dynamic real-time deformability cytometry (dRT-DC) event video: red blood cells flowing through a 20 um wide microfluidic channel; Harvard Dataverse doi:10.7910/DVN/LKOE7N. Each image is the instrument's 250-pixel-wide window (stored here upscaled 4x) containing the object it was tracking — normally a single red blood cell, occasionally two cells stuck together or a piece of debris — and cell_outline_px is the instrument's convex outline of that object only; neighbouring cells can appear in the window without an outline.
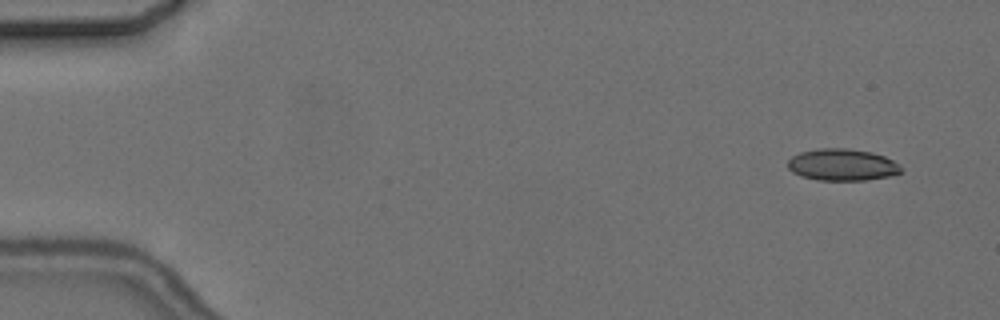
{"species": "common noctule bat (a hibernating species)", "species_latin": "Nyctalus noctula", "temperature_condition": "cold", "stored_images_in_passage": 4, "camera_frame_rate_fps": 3000, "um_per_image_px": 0.085, "animal": {"sex": "female", "body_mass_g": 24.6, "forearm_length_mm": 56.2}, "frame": {"image": 1, "passage_image": 1, "time_ms": 0.0, "image_size_px": [1000, 320], "cell_outline_px": [[904, 172], [892, 176], [864, 180], [816, 180], [800, 176], [792, 172], [788, 168], [788, 160], [792, 156], [800, 152], [816, 148], [848, 148], [872, 152], [884, 156], [900, 164], [904, 168]], "centroid_in_image_um": [71.62, 14.0], "position_along_channel_um": 13.4, "area_um2": 21.39}}
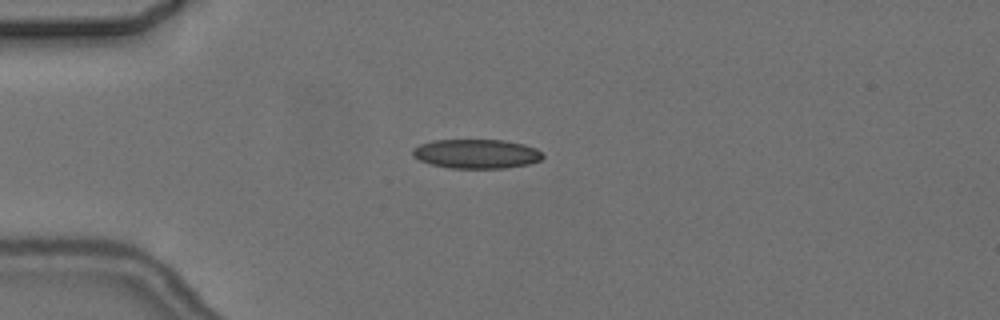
{"frame": {"image": 2, "passage_image": 4, "time_ms": 3.667, "image_size_px": [1000, 320], "cell_outline_px": [[544, 156], [540, 160], [528, 164], [508, 168], [448, 168], [432, 164], [420, 160], [412, 156], [412, 148], [420, 144], [432, 140], [504, 140], [524, 144], [536, 148]], "centroid_in_image_um": [40.48, 13.07], "position_along_channel_um": 44.5, "area_um2": 22.25}}